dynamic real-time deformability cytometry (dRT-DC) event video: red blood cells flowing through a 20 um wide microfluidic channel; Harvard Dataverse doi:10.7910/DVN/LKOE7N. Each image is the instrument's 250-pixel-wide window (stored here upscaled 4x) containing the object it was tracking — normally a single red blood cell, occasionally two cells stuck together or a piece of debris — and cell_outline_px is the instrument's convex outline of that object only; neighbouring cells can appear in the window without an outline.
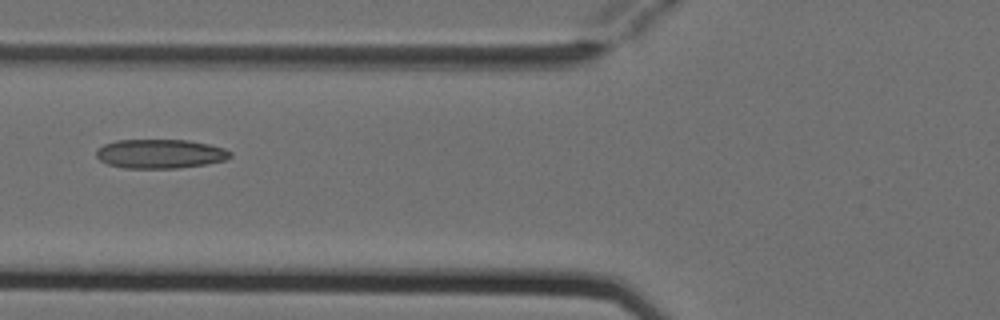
{"species": "Egyptian fruit bat (a non-hibernating species)", "species_latin": "Rousettus aegyptiacus", "temperature_condition": "cold", "stored_images_in_passage": 6, "camera_frame_rate_fps": 3000, "um_per_image_px": 0.085, "animal": {"sex": "female"}, "frame": {"image": 1, "passage_image": 6, "time_ms": 1.667, "image_size_px": [1000, 320], "cell_outline_px": [[232, 156], [224, 160], [208, 164], [176, 168], [124, 168], [108, 164], [100, 160], [96, 156], [96, 148], [104, 144], [116, 140], [188, 140], [208, 144], [224, 148], [232, 152]], "centroid_in_image_um": [13.6, 13.07], "position_along_channel_um": 112.2, "area_um2": 22.83}}